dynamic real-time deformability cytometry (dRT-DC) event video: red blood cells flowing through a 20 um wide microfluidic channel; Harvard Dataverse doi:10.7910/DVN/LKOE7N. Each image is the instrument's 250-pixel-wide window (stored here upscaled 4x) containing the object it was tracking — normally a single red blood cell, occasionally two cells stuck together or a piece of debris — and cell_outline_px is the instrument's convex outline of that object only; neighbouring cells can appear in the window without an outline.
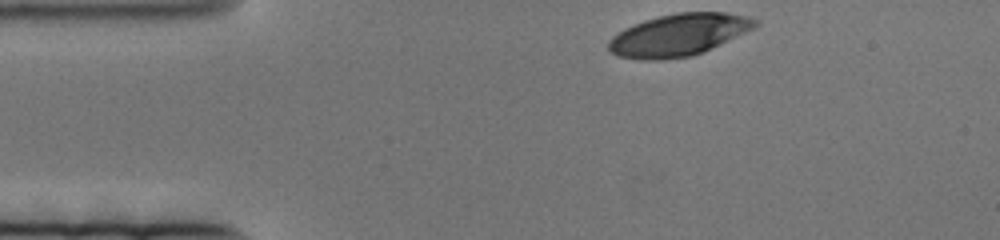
{"species": "human", "species_latin": "Homo sapiens", "temperature_condition": "cold", "stored_images_in_passage": 59, "camera_frame_rate_fps": 3000, "um_per_image_px": 0.085, "donor": {"sex": "female"}, "frame": {"image": 1, "passage_image": 1, "time_ms": 0.0, "image_size_px": [1000, 240], "cell_outline_px": [[760, 24], [704, 52], [692, 56], [660, 60], [640, 60], [616, 56], [608, 48], [608, 40], [612, 36], [624, 28], [632, 24], [644, 20], [676, 12], [728, 12], [748, 16], [756, 20]], "centroid_in_image_um": [57.64, 2.97], "position_along_channel_um": 27.4, "area_um2": 36.01}}
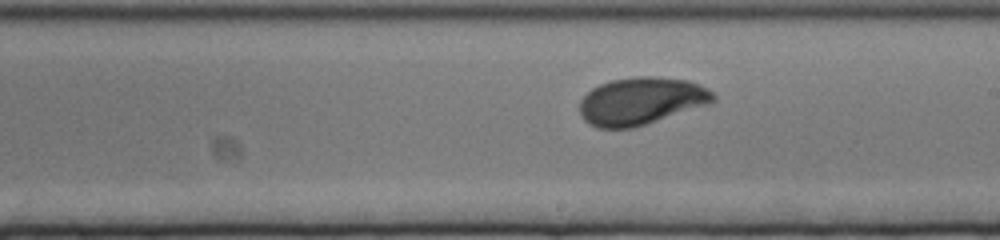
{"frame": {"image": 2, "passage_image": 33, "time_ms": 10.667, "image_size_px": [1000, 240], "cell_outline_px": [[716, 100], [712, 104], [632, 128], [596, 128], [588, 124], [580, 116], [580, 100], [592, 88], [600, 84], [612, 80], [636, 76], [656, 76], [688, 80], [708, 88], [716, 96]], "centroid_in_image_um": [54.52, 8.59], "position_along_channel_um": 234.5, "area_um2": 37.28}}
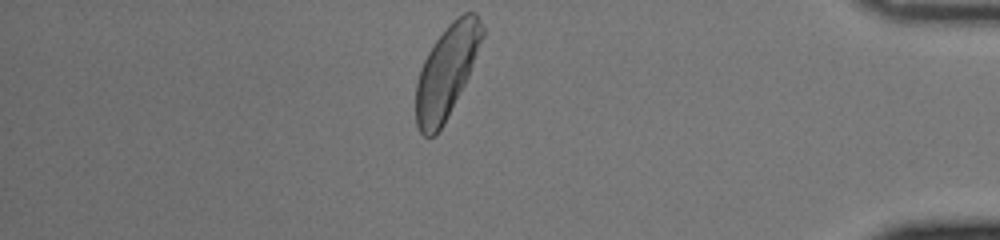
{"frame": {"image": 3, "passage_image": 58, "time_ms": 19.0, "image_size_px": [1000, 240], "cell_outline_px": [[484, 36], [468, 76], [444, 124], [436, 136], [424, 136], [420, 132], [416, 124], [416, 84], [420, 68], [428, 52], [436, 40], [448, 24], [456, 16], [464, 12], [476, 12], [484, 28]], "centroid_in_image_um": [37.96, 6.07], "position_along_channel_um": 397.2, "area_um2": 35.43}}